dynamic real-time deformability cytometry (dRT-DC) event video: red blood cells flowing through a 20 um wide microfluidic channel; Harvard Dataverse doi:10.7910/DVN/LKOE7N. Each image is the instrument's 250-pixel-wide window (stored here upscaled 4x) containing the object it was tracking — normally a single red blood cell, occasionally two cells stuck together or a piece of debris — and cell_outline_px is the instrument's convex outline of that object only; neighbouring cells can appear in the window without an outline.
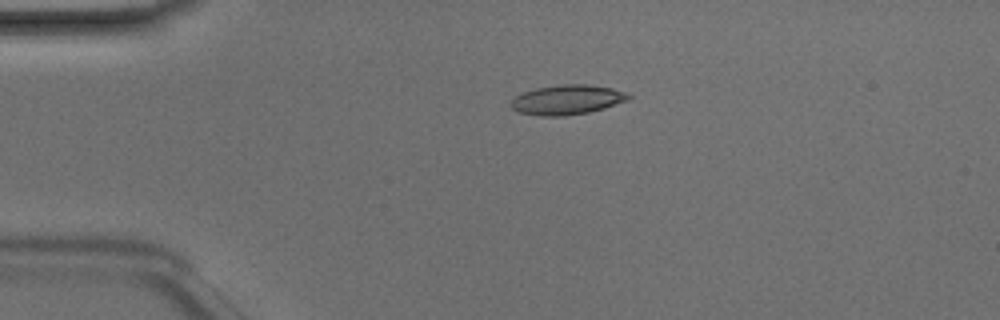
{"species": "Egyptian fruit bat (a non-hibernating species)", "species_latin": "Rousettus aegyptiacus", "temperature_condition": "room temperature", "stored_images_in_passage": 14, "camera_frame_rate_fps": 3000, "um_per_image_px": 0.085, "animal": {"sex": "male"}, "frame": {"image": 1, "passage_image": 1, "time_ms": 0.0, "image_size_px": [1000, 320], "cell_outline_px": [[632, 96], [628, 100], [604, 108], [588, 112], [564, 116], [540, 116], [520, 112], [512, 108], [508, 104], [516, 96], [524, 92], [536, 88], [564, 84], [588, 84], [612, 88], [628, 92]], "centroid_in_image_um": [48.23, 8.47], "position_along_channel_um": 36.8, "area_um2": 20.35}}
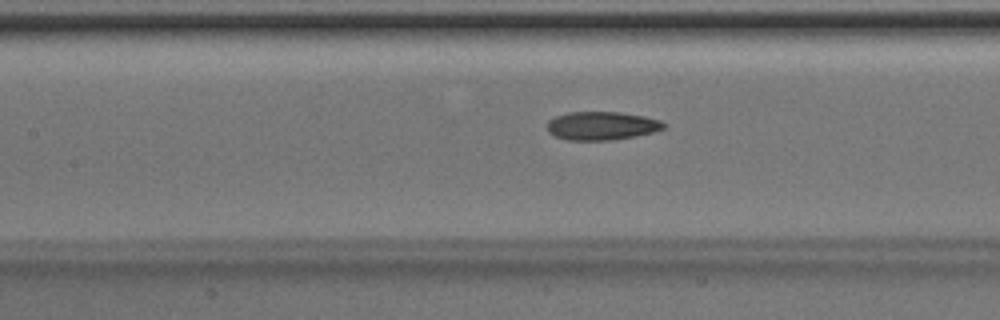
{"frame": {"image": 2, "passage_image": 12, "time_ms": 3.667, "image_size_px": [1000, 320], "cell_outline_px": [[664, 128], [652, 132], [636, 136], [612, 140], [568, 140], [556, 136], [548, 132], [548, 120], [556, 116], [568, 112], [616, 112], [644, 116], [660, 120], [664, 124]], "centroid_in_image_um": [51.12, 10.69], "position_along_channel_um": 156.3, "area_um2": 19.13}}